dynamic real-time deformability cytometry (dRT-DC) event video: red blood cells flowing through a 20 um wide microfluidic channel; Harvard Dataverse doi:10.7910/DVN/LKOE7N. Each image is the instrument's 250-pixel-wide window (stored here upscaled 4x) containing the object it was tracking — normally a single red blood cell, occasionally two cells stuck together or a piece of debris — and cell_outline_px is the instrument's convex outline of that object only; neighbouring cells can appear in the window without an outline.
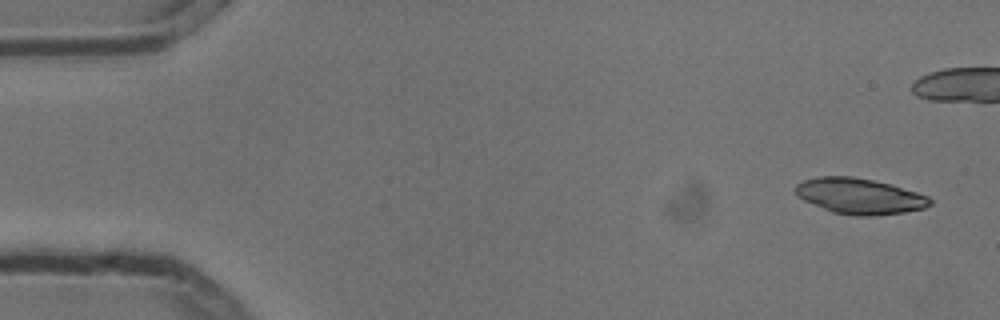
{"species": "common noctule bat (a hibernating species)", "species_latin": "Nyctalus noctula", "temperature_condition": "cold", "stored_images_in_passage": 5, "camera_frame_rate_fps": 3000, "um_per_image_px": 0.085, "animal": {"sex": "male", "body_mass_g": 13.3}, "frame": {"image": 1, "passage_image": 1, "time_ms": 0.0, "image_size_px": [1000, 320], "cell_outline_px": [[932, 204], [924, 208], [904, 212], [872, 216], [856, 216], [832, 212], [804, 200], [796, 196], [796, 184], [804, 180], [820, 176], [852, 176], [892, 184], [928, 196], [932, 200]], "centroid_in_image_um": [73.07, 16.67], "position_along_channel_um": 11.9, "area_um2": 27.98}}